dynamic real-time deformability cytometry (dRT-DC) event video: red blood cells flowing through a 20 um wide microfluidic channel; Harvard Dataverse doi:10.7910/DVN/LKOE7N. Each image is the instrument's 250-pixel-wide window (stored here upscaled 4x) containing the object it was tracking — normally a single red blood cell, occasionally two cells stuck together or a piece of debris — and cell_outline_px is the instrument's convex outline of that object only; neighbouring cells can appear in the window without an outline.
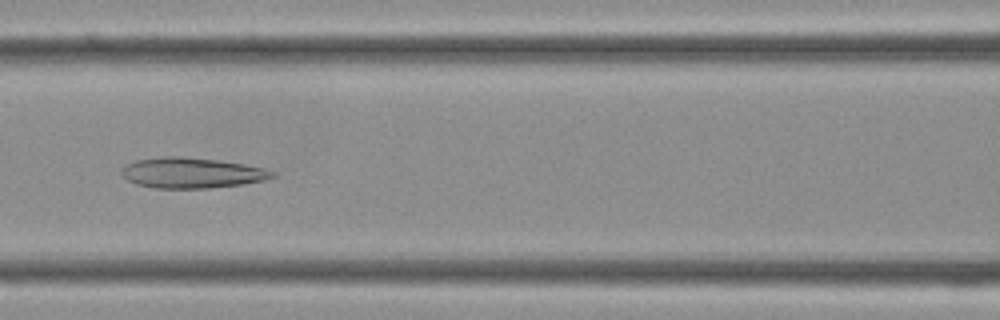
{"species": "Egyptian fruit bat (a non-hibernating species)", "species_latin": "Rousettus aegyptiacus", "temperature_condition": "cold", "stored_images_in_passage": 35, "camera_frame_rate_fps": 3000, "um_per_image_px": 0.085, "frame": {"image": 1, "passage_image": 15, "time_ms": 4.667, "image_size_px": [1000, 320], "cell_outline_px": [[276, 176], [264, 180], [240, 184], [208, 188], [156, 188], [136, 184], [128, 180], [120, 172], [128, 164], [136, 160], [160, 156], [180, 156], [216, 160], [244, 164], [264, 168], [276, 172]], "centroid_in_image_um": [16.3, 14.69], "position_along_channel_um": 150.3, "area_um2": 26.59}}
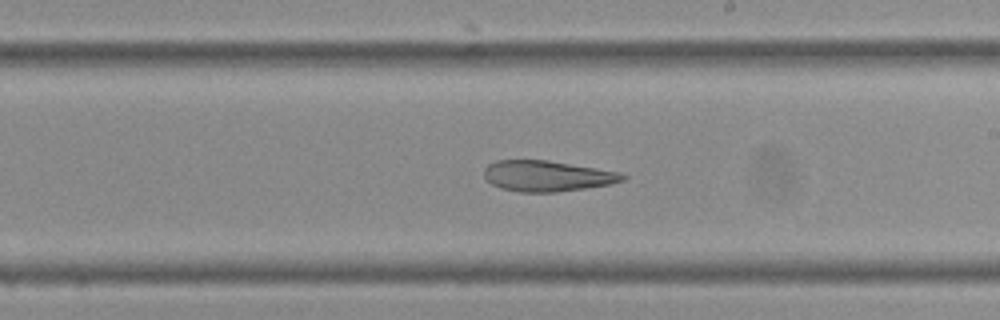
{"frame": {"image": 2, "passage_image": 20, "time_ms": 6.333, "image_size_px": [1000, 320], "cell_outline_px": [[628, 176], [624, 180], [612, 184], [556, 192], [520, 192], [500, 188], [492, 184], [484, 176], [484, 168], [488, 164], [496, 160], [548, 160], [620, 172]], "centroid_in_image_um": [46.51, 14.95], "position_along_channel_um": 242.5, "area_um2": 24.85}}
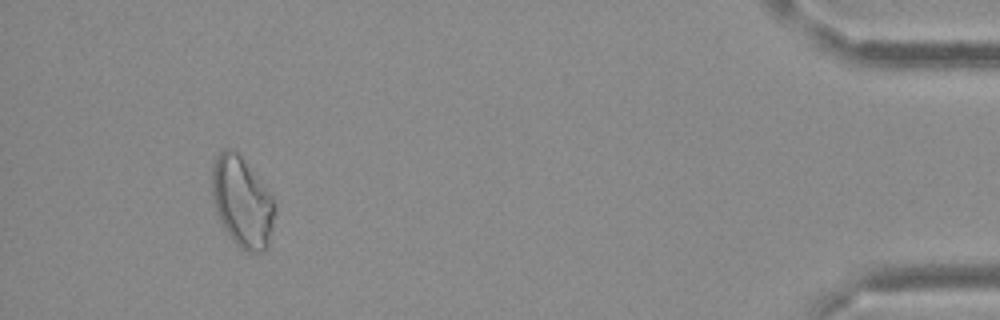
{"frame": {"image": 3, "passage_image": 33, "time_ms": 10.667, "image_size_px": [1000, 320], "cell_outline_px": [[276, 212], [268, 248], [264, 252], [244, 252], [232, 240], [224, 228], [216, 212], [212, 192], [212, 168], [216, 156], [224, 148], [232, 148], [240, 156], [272, 196], [276, 204]], "centroid_in_image_um": [20.6, 17.22], "position_along_channel_um": 414.6, "area_um2": 33.06}}